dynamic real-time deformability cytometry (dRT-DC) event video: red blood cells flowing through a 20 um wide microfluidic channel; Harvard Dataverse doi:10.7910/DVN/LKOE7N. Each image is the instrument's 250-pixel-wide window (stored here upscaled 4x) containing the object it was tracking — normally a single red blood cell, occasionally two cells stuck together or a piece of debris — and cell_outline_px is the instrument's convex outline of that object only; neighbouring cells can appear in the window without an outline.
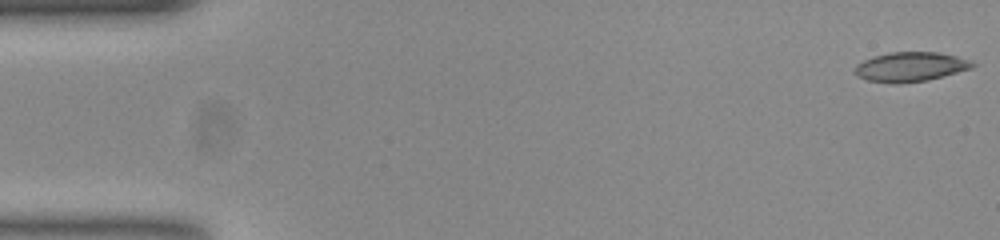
{"species": "common noctule bat (a hibernating species)", "species_latin": "Nyctalus noctula", "temperature_condition": "room temperature", "stored_images_in_passage": 54, "camera_frame_rate_fps": 3000, "um_per_image_px": 0.085, "animal": {"sex": "female", "body_mass_g": 23.0, "forearm_length_mm": 53.4}, "frame": {"image": 1, "passage_image": 1, "time_ms": 0.0, "image_size_px": [1000, 240], "cell_outline_px": [[976, 64], [972, 68], [928, 80], [896, 84], [892, 84], [868, 80], [860, 76], [856, 72], [856, 64], [864, 60], [876, 56], [892, 52], [936, 52], [956, 56]], "centroid_in_image_um": [77.39, 5.69], "position_along_channel_um": 7.6, "area_um2": 19.83}}
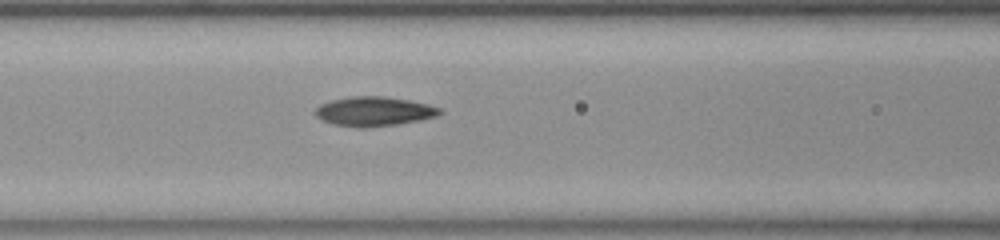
{"frame": {"image": 2, "passage_image": 22, "time_ms": 7.0, "image_size_px": [1000, 240], "cell_outline_px": [[444, 112], [436, 116], [420, 120], [396, 124], [364, 128], [332, 124], [316, 116], [316, 108], [320, 104], [332, 100], [356, 96], [384, 96], [408, 100], [428, 104], [440, 108]], "centroid_in_image_um": [31.81, 9.47], "position_along_channel_um": 134.8, "area_um2": 21.1}}
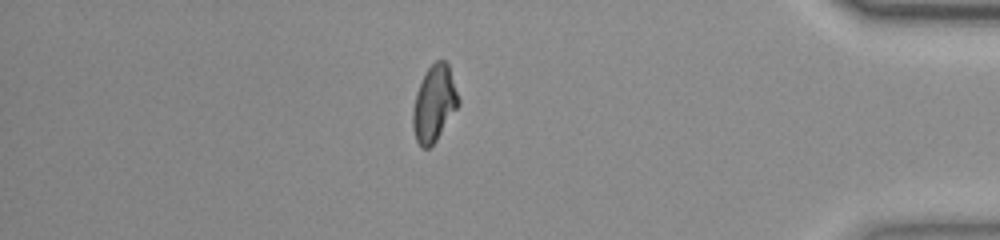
{"frame": {"image": 3, "passage_image": 46, "time_ms": 15.0, "image_size_px": [1000, 240], "cell_outline_px": [[460, 104], [436, 140], [428, 148], [420, 148], [416, 140], [412, 128], [412, 112], [416, 92], [424, 72], [436, 60], [444, 60], [448, 64], [460, 100]], "centroid_in_image_um": [36.89, 8.8], "position_along_channel_um": 398.3, "area_um2": 20.29}, "authors_computed_cell_mechanics": {"area_um2": 20.3745, "velocity_mm_per_s": 3.7941, "shape_relaxation_time_tau1_ms": null, "shape_relaxation_time_tau2_ms": 2.6696, "deformation_change_tau1": null, "deformation_change_tau2": 0.0741}}